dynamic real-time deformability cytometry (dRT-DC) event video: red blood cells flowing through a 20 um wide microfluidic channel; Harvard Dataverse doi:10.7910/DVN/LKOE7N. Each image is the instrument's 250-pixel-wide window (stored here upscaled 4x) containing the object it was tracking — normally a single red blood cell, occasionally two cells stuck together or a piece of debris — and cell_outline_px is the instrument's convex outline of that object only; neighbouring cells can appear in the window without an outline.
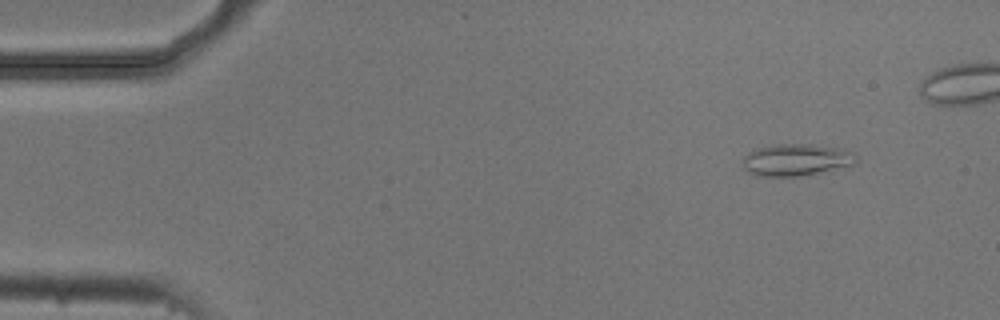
{"species": "common noctule bat (a hibernating species)", "species_latin": "Nyctalus noctula", "temperature_condition": "cold", "stored_images_in_passage": 6, "camera_frame_rate_fps": 3000, "um_per_image_px": 0.085, "animal": {"sex": "male", "body_mass_g": 20.5, "forearm_length_mm": 52.5}, "frame": {"image": 1, "passage_image": 1, "time_ms": 0.0, "image_size_px": [1000, 320], "cell_outline_px": [[856, 164], [796, 176], [760, 176], [744, 168], [744, 156], [756, 148], [776, 144], [812, 144], [844, 148], [852, 152], [856, 156]], "centroid_in_image_um": [67.71, 13.56], "position_along_channel_um": 17.3, "area_um2": 20.75}}
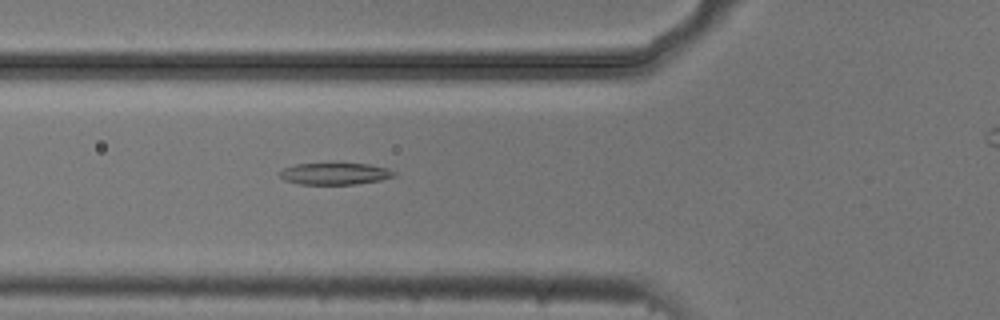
{"frame": {"image": 2, "passage_image": 5, "time_ms": 1.333, "image_size_px": [1000, 320], "cell_outline_px": [[396, 176], [380, 180], [356, 184], [300, 184], [284, 180], [280, 176], [280, 172], [284, 168], [296, 164], [368, 164], [388, 168], [396, 172]], "centroid_in_image_um": [28.5, 14.77], "position_along_channel_um": 97.3, "area_um2": 14.33}}